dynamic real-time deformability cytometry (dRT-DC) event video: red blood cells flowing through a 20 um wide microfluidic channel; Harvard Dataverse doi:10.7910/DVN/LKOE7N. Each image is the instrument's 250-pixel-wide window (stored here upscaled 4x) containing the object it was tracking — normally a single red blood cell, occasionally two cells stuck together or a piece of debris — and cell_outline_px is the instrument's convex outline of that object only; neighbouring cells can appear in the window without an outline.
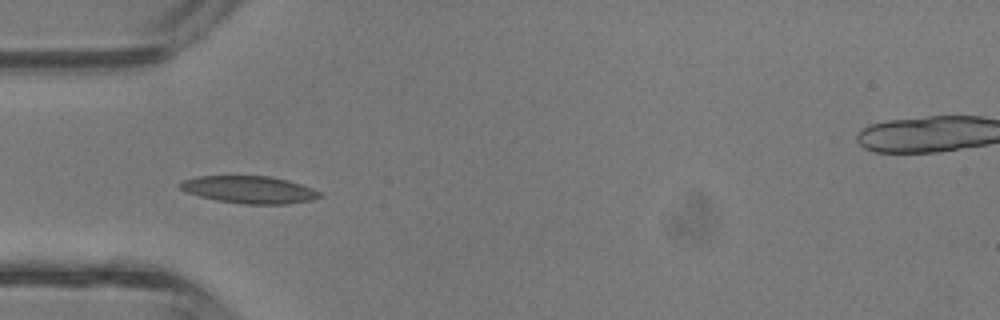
{"species": "common noctule bat (a hibernating species)", "species_latin": "Nyctalus noctula", "temperature_condition": "room temperature", "stored_images_in_passage": 4, "camera_frame_rate_fps": 3000, "um_per_image_px": 0.085, "animal": {"sex": "male", "body_mass_g": 13.3}, "frame": {"image": 1, "passage_image": 4, "time_ms": 1.0, "image_size_px": [1000, 320], "cell_outline_px": [[324, 196], [312, 200], [288, 204], [244, 204], [216, 200], [200, 196], [188, 192], [180, 188], [180, 184], [184, 180], [196, 176], [268, 176], [288, 180], [312, 188], [320, 192]], "centroid_in_image_um": [21.24, 16.12], "position_along_channel_um": 63.8, "area_um2": 22.14}}